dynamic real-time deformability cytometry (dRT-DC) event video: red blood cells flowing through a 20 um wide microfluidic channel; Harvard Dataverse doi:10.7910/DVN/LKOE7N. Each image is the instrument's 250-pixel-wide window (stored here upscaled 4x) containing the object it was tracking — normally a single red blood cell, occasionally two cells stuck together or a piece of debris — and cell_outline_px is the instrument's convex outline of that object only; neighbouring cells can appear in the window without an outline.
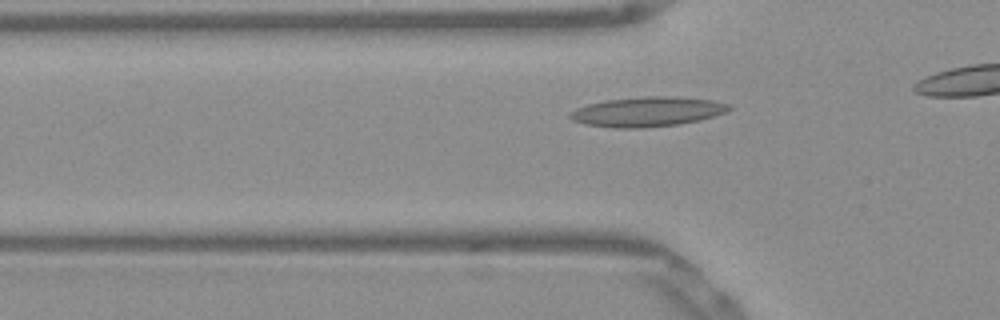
{"species": "Egyptian fruit bat (a non-hibernating species)", "species_latin": "Rousettus aegyptiacus", "temperature_condition": "warm", "stored_images_in_passage": 11, "camera_frame_rate_fps": 3000, "um_per_image_px": 0.085, "frame": {"image": 1, "passage_image": 11, "time_ms": 3.333, "image_size_px": [1000, 320], "cell_outline_px": [[732, 108], [724, 112], [700, 120], [676, 124], [644, 128], [616, 128], [584, 124], [572, 120], [568, 116], [568, 112], [576, 108], [588, 104], [608, 100], [648, 96], [676, 96], [712, 100], [728, 104]], "centroid_in_image_um": [54.98, 9.49], "position_along_channel_um": 70.8, "area_um2": 27.4}}